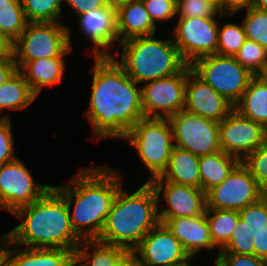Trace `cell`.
<instances>
[{"mask_svg": "<svg viewBox=\"0 0 267 266\" xmlns=\"http://www.w3.org/2000/svg\"><path fill=\"white\" fill-rule=\"evenodd\" d=\"M90 101L85 112L94 139H123L144 118L141 85L134 82L113 56L93 57Z\"/></svg>", "mask_w": 267, "mask_h": 266, "instance_id": "cell-1", "label": "cell"}, {"mask_svg": "<svg viewBox=\"0 0 267 266\" xmlns=\"http://www.w3.org/2000/svg\"><path fill=\"white\" fill-rule=\"evenodd\" d=\"M123 183L119 171L105 164L83 166L67 183L52 187L65 199L74 233L93 240L101 234Z\"/></svg>", "mask_w": 267, "mask_h": 266, "instance_id": "cell-2", "label": "cell"}, {"mask_svg": "<svg viewBox=\"0 0 267 266\" xmlns=\"http://www.w3.org/2000/svg\"><path fill=\"white\" fill-rule=\"evenodd\" d=\"M12 216L21 223L4 235L16 246L67 249L74 254L82 242L72 229L65 199L52 186L38 200L18 208Z\"/></svg>", "mask_w": 267, "mask_h": 266, "instance_id": "cell-3", "label": "cell"}, {"mask_svg": "<svg viewBox=\"0 0 267 266\" xmlns=\"http://www.w3.org/2000/svg\"><path fill=\"white\" fill-rule=\"evenodd\" d=\"M159 222L157 195L150 182L132 193L121 186L97 240L132 252Z\"/></svg>", "mask_w": 267, "mask_h": 266, "instance_id": "cell-4", "label": "cell"}, {"mask_svg": "<svg viewBox=\"0 0 267 266\" xmlns=\"http://www.w3.org/2000/svg\"><path fill=\"white\" fill-rule=\"evenodd\" d=\"M119 47L122 51L119 53L117 48L112 56L139 85L172 76L188 65L171 36L165 40L155 35L133 37L119 43Z\"/></svg>", "mask_w": 267, "mask_h": 266, "instance_id": "cell-5", "label": "cell"}, {"mask_svg": "<svg viewBox=\"0 0 267 266\" xmlns=\"http://www.w3.org/2000/svg\"><path fill=\"white\" fill-rule=\"evenodd\" d=\"M131 144L140 162L149 170L146 182L160 177L166 170L174 147L173 131L168 118H143L122 139Z\"/></svg>", "mask_w": 267, "mask_h": 266, "instance_id": "cell-6", "label": "cell"}, {"mask_svg": "<svg viewBox=\"0 0 267 266\" xmlns=\"http://www.w3.org/2000/svg\"><path fill=\"white\" fill-rule=\"evenodd\" d=\"M72 30L63 22H28L13 42L14 61L67 56L73 50Z\"/></svg>", "mask_w": 267, "mask_h": 266, "instance_id": "cell-7", "label": "cell"}, {"mask_svg": "<svg viewBox=\"0 0 267 266\" xmlns=\"http://www.w3.org/2000/svg\"><path fill=\"white\" fill-rule=\"evenodd\" d=\"M192 71L218 94L235 106L255 76L233 56L219 54L196 59Z\"/></svg>", "mask_w": 267, "mask_h": 266, "instance_id": "cell-8", "label": "cell"}, {"mask_svg": "<svg viewBox=\"0 0 267 266\" xmlns=\"http://www.w3.org/2000/svg\"><path fill=\"white\" fill-rule=\"evenodd\" d=\"M221 19L223 18L178 17L171 37L188 65L200 57L217 54Z\"/></svg>", "mask_w": 267, "mask_h": 266, "instance_id": "cell-9", "label": "cell"}, {"mask_svg": "<svg viewBox=\"0 0 267 266\" xmlns=\"http://www.w3.org/2000/svg\"><path fill=\"white\" fill-rule=\"evenodd\" d=\"M174 146L190 151L196 156H206L221 150L219 123L205 119L186 110L169 118Z\"/></svg>", "mask_w": 267, "mask_h": 266, "instance_id": "cell-10", "label": "cell"}, {"mask_svg": "<svg viewBox=\"0 0 267 266\" xmlns=\"http://www.w3.org/2000/svg\"><path fill=\"white\" fill-rule=\"evenodd\" d=\"M50 187L34 180L28 167L17 157L0 166V209L13 214L38 200Z\"/></svg>", "mask_w": 267, "mask_h": 266, "instance_id": "cell-11", "label": "cell"}, {"mask_svg": "<svg viewBox=\"0 0 267 266\" xmlns=\"http://www.w3.org/2000/svg\"><path fill=\"white\" fill-rule=\"evenodd\" d=\"M262 197L263 190L240 161L221 184L206 193V209L240 211Z\"/></svg>", "mask_w": 267, "mask_h": 266, "instance_id": "cell-12", "label": "cell"}, {"mask_svg": "<svg viewBox=\"0 0 267 266\" xmlns=\"http://www.w3.org/2000/svg\"><path fill=\"white\" fill-rule=\"evenodd\" d=\"M187 66L172 76L152 80L141 86L145 118H169L185 105Z\"/></svg>", "mask_w": 267, "mask_h": 266, "instance_id": "cell-13", "label": "cell"}, {"mask_svg": "<svg viewBox=\"0 0 267 266\" xmlns=\"http://www.w3.org/2000/svg\"><path fill=\"white\" fill-rule=\"evenodd\" d=\"M267 140V130L233 109L219 123L220 148L242 161Z\"/></svg>", "mask_w": 267, "mask_h": 266, "instance_id": "cell-14", "label": "cell"}, {"mask_svg": "<svg viewBox=\"0 0 267 266\" xmlns=\"http://www.w3.org/2000/svg\"><path fill=\"white\" fill-rule=\"evenodd\" d=\"M140 266H178L190 256L164 223L159 222L132 251Z\"/></svg>", "mask_w": 267, "mask_h": 266, "instance_id": "cell-15", "label": "cell"}, {"mask_svg": "<svg viewBox=\"0 0 267 266\" xmlns=\"http://www.w3.org/2000/svg\"><path fill=\"white\" fill-rule=\"evenodd\" d=\"M149 182L157 195L159 218L194 217L205 213L206 193L201 188L168 181ZM162 199L167 207L160 210Z\"/></svg>", "mask_w": 267, "mask_h": 266, "instance_id": "cell-16", "label": "cell"}, {"mask_svg": "<svg viewBox=\"0 0 267 266\" xmlns=\"http://www.w3.org/2000/svg\"><path fill=\"white\" fill-rule=\"evenodd\" d=\"M78 31L94 44L93 57L112 56L110 48L118 44L116 8L110 5L82 13L75 17ZM111 52V53H110Z\"/></svg>", "mask_w": 267, "mask_h": 266, "instance_id": "cell-17", "label": "cell"}, {"mask_svg": "<svg viewBox=\"0 0 267 266\" xmlns=\"http://www.w3.org/2000/svg\"><path fill=\"white\" fill-rule=\"evenodd\" d=\"M234 106L200 79L187 65L184 110L220 123Z\"/></svg>", "mask_w": 267, "mask_h": 266, "instance_id": "cell-18", "label": "cell"}, {"mask_svg": "<svg viewBox=\"0 0 267 266\" xmlns=\"http://www.w3.org/2000/svg\"><path fill=\"white\" fill-rule=\"evenodd\" d=\"M159 221L181 242L190 258H195L201 251L217 249L205 213L194 217L159 218Z\"/></svg>", "mask_w": 267, "mask_h": 266, "instance_id": "cell-19", "label": "cell"}, {"mask_svg": "<svg viewBox=\"0 0 267 266\" xmlns=\"http://www.w3.org/2000/svg\"><path fill=\"white\" fill-rule=\"evenodd\" d=\"M58 56L33 61H15L17 70L25 77L32 92L39 97L45 87L60 85L66 72L65 58Z\"/></svg>", "mask_w": 267, "mask_h": 266, "instance_id": "cell-20", "label": "cell"}, {"mask_svg": "<svg viewBox=\"0 0 267 266\" xmlns=\"http://www.w3.org/2000/svg\"><path fill=\"white\" fill-rule=\"evenodd\" d=\"M119 43L142 36L156 34L157 26L151 20L142 0H130L116 8Z\"/></svg>", "mask_w": 267, "mask_h": 266, "instance_id": "cell-21", "label": "cell"}, {"mask_svg": "<svg viewBox=\"0 0 267 266\" xmlns=\"http://www.w3.org/2000/svg\"><path fill=\"white\" fill-rule=\"evenodd\" d=\"M15 247V248H14ZM6 266H64L74 254L67 249L25 248L5 236Z\"/></svg>", "mask_w": 267, "mask_h": 266, "instance_id": "cell-22", "label": "cell"}, {"mask_svg": "<svg viewBox=\"0 0 267 266\" xmlns=\"http://www.w3.org/2000/svg\"><path fill=\"white\" fill-rule=\"evenodd\" d=\"M151 181H168L201 188L199 156L174 146L166 170Z\"/></svg>", "mask_w": 267, "mask_h": 266, "instance_id": "cell-23", "label": "cell"}, {"mask_svg": "<svg viewBox=\"0 0 267 266\" xmlns=\"http://www.w3.org/2000/svg\"><path fill=\"white\" fill-rule=\"evenodd\" d=\"M234 109L267 130V80L263 75L251 79Z\"/></svg>", "mask_w": 267, "mask_h": 266, "instance_id": "cell-24", "label": "cell"}, {"mask_svg": "<svg viewBox=\"0 0 267 266\" xmlns=\"http://www.w3.org/2000/svg\"><path fill=\"white\" fill-rule=\"evenodd\" d=\"M37 98L24 75L16 70L5 83L0 85V118H11L9 113L2 115L5 109L9 111L24 110Z\"/></svg>", "mask_w": 267, "mask_h": 266, "instance_id": "cell-25", "label": "cell"}, {"mask_svg": "<svg viewBox=\"0 0 267 266\" xmlns=\"http://www.w3.org/2000/svg\"><path fill=\"white\" fill-rule=\"evenodd\" d=\"M128 252L123 247L93 239L82 240L74 256L77 258V266H116Z\"/></svg>", "mask_w": 267, "mask_h": 266, "instance_id": "cell-26", "label": "cell"}, {"mask_svg": "<svg viewBox=\"0 0 267 266\" xmlns=\"http://www.w3.org/2000/svg\"><path fill=\"white\" fill-rule=\"evenodd\" d=\"M240 160L220 150L216 153L199 157L201 189L207 193L221 184Z\"/></svg>", "mask_w": 267, "mask_h": 266, "instance_id": "cell-27", "label": "cell"}, {"mask_svg": "<svg viewBox=\"0 0 267 266\" xmlns=\"http://www.w3.org/2000/svg\"><path fill=\"white\" fill-rule=\"evenodd\" d=\"M206 218L214 246L219 251L228 243L233 228L240 218L236 210L206 209Z\"/></svg>", "mask_w": 267, "mask_h": 266, "instance_id": "cell-28", "label": "cell"}, {"mask_svg": "<svg viewBox=\"0 0 267 266\" xmlns=\"http://www.w3.org/2000/svg\"><path fill=\"white\" fill-rule=\"evenodd\" d=\"M28 24L21 0H0V33L12 43Z\"/></svg>", "mask_w": 267, "mask_h": 266, "instance_id": "cell-29", "label": "cell"}, {"mask_svg": "<svg viewBox=\"0 0 267 266\" xmlns=\"http://www.w3.org/2000/svg\"><path fill=\"white\" fill-rule=\"evenodd\" d=\"M63 0H21L28 22H61Z\"/></svg>", "mask_w": 267, "mask_h": 266, "instance_id": "cell-30", "label": "cell"}, {"mask_svg": "<svg viewBox=\"0 0 267 266\" xmlns=\"http://www.w3.org/2000/svg\"><path fill=\"white\" fill-rule=\"evenodd\" d=\"M246 40L242 23L219 22L217 54L234 57Z\"/></svg>", "mask_w": 267, "mask_h": 266, "instance_id": "cell-31", "label": "cell"}, {"mask_svg": "<svg viewBox=\"0 0 267 266\" xmlns=\"http://www.w3.org/2000/svg\"><path fill=\"white\" fill-rule=\"evenodd\" d=\"M234 58L255 76L267 70V50L255 41L246 40Z\"/></svg>", "mask_w": 267, "mask_h": 266, "instance_id": "cell-32", "label": "cell"}, {"mask_svg": "<svg viewBox=\"0 0 267 266\" xmlns=\"http://www.w3.org/2000/svg\"><path fill=\"white\" fill-rule=\"evenodd\" d=\"M247 40L255 41L267 50V11L250 7L242 22Z\"/></svg>", "mask_w": 267, "mask_h": 266, "instance_id": "cell-33", "label": "cell"}, {"mask_svg": "<svg viewBox=\"0 0 267 266\" xmlns=\"http://www.w3.org/2000/svg\"><path fill=\"white\" fill-rule=\"evenodd\" d=\"M254 241L255 238L252 237L246 222L239 218L228 243L218 254L254 255Z\"/></svg>", "mask_w": 267, "mask_h": 266, "instance_id": "cell-34", "label": "cell"}, {"mask_svg": "<svg viewBox=\"0 0 267 266\" xmlns=\"http://www.w3.org/2000/svg\"><path fill=\"white\" fill-rule=\"evenodd\" d=\"M176 14L178 17H234L222 14L218 5L211 0H176Z\"/></svg>", "mask_w": 267, "mask_h": 266, "instance_id": "cell-35", "label": "cell"}, {"mask_svg": "<svg viewBox=\"0 0 267 266\" xmlns=\"http://www.w3.org/2000/svg\"><path fill=\"white\" fill-rule=\"evenodd\" d=\"M239 216L252 235L257 237L267 227V199L263 196L257 202L238 211Z\"/></svg>", "mask_w": 267, "mask_h": 266, "instance_id": "cell-36", "label": "cell"}, {"mask_svg": "<svg viewBox=\"0 0 267 266\" xmlns=\"http://www.w3.org/2000/svg\"><path fill=\"white\" fill-rule=\"evenodd\" d=\"M264 190L267 187V140L241 161Z\"/></svg>", "mask_w": 267, "mask_h": 266, "instance_id": "cell-37", "label": "cell"}, {"mask_svg": "<svg viewBox=\"0 0 267 266\" xmlns=\"http://www.w3.org/2000/svg\"><path fill=\"white\" fill-rule=\"evenodd\" d=\"M11 121L10 118H0V166L17 158Z\"/></svg>", "mask_w": 267, "mask_h": 266, "instance_id": "cell-38", "label": "cell"}, {"mask_svg": "<svg viewBox=\"0 0 267 266\" xmlns=\"http://www.w3.org/2000/svg\"><path fill=\"white\" fill-rule=\"evenodd\" d=\"M151 20L157 25L177 17L176 0H142Z\"/></svg>", "mask_w": 267, "mask_h": 266, "instance_id": "cell-39", "label": "cell"}, {"mask_svg": "<svg viewBox=\"0 0 267 266\" xmlns=\"http://www.w3.org/2000/svg\"><path fill=\"white\" fill-rule=\"evenodd\" d=\"M215 266H267V261L255 255L218 254Z\"/></svg>", "mask_w": 267, "mask_h": 266, "instance_id": "cell-40", "label": "cell"}, {"mask_svg": "<svg viewBox=\"0 0 267 266\" xmlns=\"http://www.w3.org/2000/svg\"><path fill=\"white\" fill-rule=\"evenodd\" d=\"M63 3H67V6L74 11L75 17L107 5L106 0H63Z\"/></svg>", "mask_w": 267, "mask_h": 266, "instance_id": "cell-41", "label": "cell"}, {"mask_svg": "<svg viewBox=\"0 0 267 266\" xmlns=\"http://www.w3.org/2000/svg\"><path fill=\"white\" fill-rule=\"evenodd\" d=\"M254 0H220L219 11L224 15H235L236 13L252 7Z\"/></svg>", "mask_w": 267, "mask_h": 266, "instance_id": "cell-42", "label": "cell"}, {"mask_svg": "<svg viewBox=\"0 0 267 266\" xmlns=\"http://www.w3.org/2000/svg\"><path fill=\"white\" fill-rule=\"evenodd\" d=\"M17 70L13 55L8 58L0 59V85L5 83L7 79Z\"/></svg>", "mask_w": 267, "mask_h": 266, "instance_id": "cell-43", "label": "cell"}, {"mask_svg": "<svg viewBox=\"0 0 267 266\" xmlns=\"http://www.w3.org/2000/svg\"><path fill=\"white\" fill-rule=\"evenodd\" d=\"M254 238V255L267 261V227Z\"/></svg>", "mask_w": 267, "mask_h": 266, "instance_id": "cell-44", "label": "cell"}, {"mask_svg": "<svg viewBox=\"0 0 267 266\" xmlns=\"http://www.w3.org/2000/svg\"><path fill=\"white\" fill-rule=\"evenodd\" d=\"M13 43L0 33V59L12 56Z\"/></svg>", "mask_w": 267, "mask_h": 266, "instance_id": "cell-45", "label": "cell"}, {"mask_svg": "<svg viewBox=\"0 0 267 266\" xmlns=\"http://www.w3.org/2000/svg\"><path fill=\"white\" fill-rule=\"evenodd\" d=\"M116 266H140L133 252H128Z\"/></svg>", "mask_w": 267, "mask_h": 266, "instance_id": "cell-46", "label": "cell"}, {"mask_svg": "<svg viewBox=\"0 0 267 266\" xmlns=\"http://www.w3.org/2000/svg\"><path fill=\"white\" fill-rule=\"evenodd\" d=\"M0 266H6L5 235H0Z\"/></svg>", "mask_w": 267, "mask_h": 266, "instance_id": "cell-47", "label": "cell"}, {"mask_svg": "<svg viewBox=\"0 0 267 266\" xmlns=\"http://www.w3.org/2000/svg\"><path fill=\"white\" fill-rule=\"evenodd\" d=\"M252 6L257 9L267 11V0H254Z\"/></svg>", "mask_w": 267, "mask_h": 266, "instance_id": "cell-48", "label": "cell"}, {"mask_svg": "<svg viewBox=\"0 0 267 266\" xmlns=\"http://www.w3.org/2000/svg\"><path fill=\"white\" fill-rule=\"evenodd\" d=\"M130 0H106L107 4L117 8L118 6L129 2Z\"/></svg>", "mask_w": 267, "mask_h": 266, "instance_id": "cell-49", "label": "cell"}, {"mask_svg": "<svg viewBox=\"0 0 267 266\" xmlns=\"http://www.w3.org/2000/svg\"><path fill=\"white\" fill-rule=\"evenodd\" d=\"M64 266H77V258L73 256Z\"/></svg>", "mask_w": 267, "mask_h": 266, "instance_id": "cell-50", "label": "cell"}, {"mask_svg": "<svg viewBox=\"0 0 267 266\" xmlns=\"http://www.w3.org/2000/svg\"><path fill=\"white\" fill-rule=\"evenodd\" d=\"M192 260H194V258H191L189 259L187 262L181 264V265H178V266H192L190 263L193 262Z\"/></svg>", "mask_w": 267, "mask_h": 266, "instance_id": "cell-51", "label": "cell"}, {"mask_svg": "<svg viewBox=\"0 0 267 266\" xmlns=\"http://www.w3.org/2000/svg\"><path fill=\"white\" fill-rule=\"evenodd\" d=\"M263 196L267 199V187L263 190Z\"/></svg>", "mask_w": 267, "mask_h": 266, "instance_id": "cell-52", "label": "cell"}, {"mask_svg": "<svg viewBox=\"0 0 267 266\" xmlns=\"http://www.w3.org/2000/svg\"><path fill=\"white\" fill-rule=\"evenodd\" d=\"M211 1L215 2L218 5V8H219V1L220 0H211Z\"/></svg>", "mask_w": 267, "mask_h": 266, "instance_id": "cell-53", "label": "cell"}, {"mask_svg": "<svg viewBox=\"0 0 267 266\" xmlns=\"http://www.w3.org/2000/svg\"><path fill=\"white\" fill-rule=\"evenodd\" d=\"M263 76L266 78L267 80V70L264 72Z\"/></svg>", "mask_w": 267, "mask_h": 266, "instance_id": "cell-54", "label": "cell"}]
</instances>
